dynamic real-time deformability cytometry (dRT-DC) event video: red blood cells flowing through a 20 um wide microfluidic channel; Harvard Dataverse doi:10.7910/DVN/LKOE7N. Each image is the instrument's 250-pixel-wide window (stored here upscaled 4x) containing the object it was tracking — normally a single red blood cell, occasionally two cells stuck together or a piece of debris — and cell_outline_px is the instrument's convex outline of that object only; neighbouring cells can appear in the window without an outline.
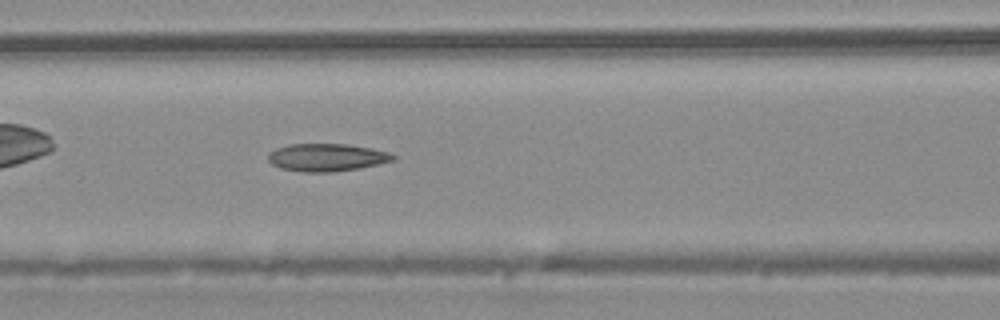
{"species": "common noctule bat (a hibernating species)", "species_latin": "Nyctalus noctula", "temperature_condition": "warm", "stored_images_in_passage": 44, "camera_frame_rate_fps": 3000, "um_per_image_px": 0.085, "animal": {"sex": "male", "body_mass_g": 20.4}, "frame": {"image": 1, "passage_image": 19, "time_ms": 6.0, "image_size_px": [1000, 320], "cell_outline_px": [[396, 160], [360, 168], [332, 172], [304, 172], [280, 168], [272, 164], [268, 160], [268, 152], [276, 148], [288, 144], [344, 144], [372, 148], [388, 152], [396, 156]], "centroid_in_image_um": [27.77, 13.38], "position_along_channel_um": 138.8, "area_um2": 20.23}}